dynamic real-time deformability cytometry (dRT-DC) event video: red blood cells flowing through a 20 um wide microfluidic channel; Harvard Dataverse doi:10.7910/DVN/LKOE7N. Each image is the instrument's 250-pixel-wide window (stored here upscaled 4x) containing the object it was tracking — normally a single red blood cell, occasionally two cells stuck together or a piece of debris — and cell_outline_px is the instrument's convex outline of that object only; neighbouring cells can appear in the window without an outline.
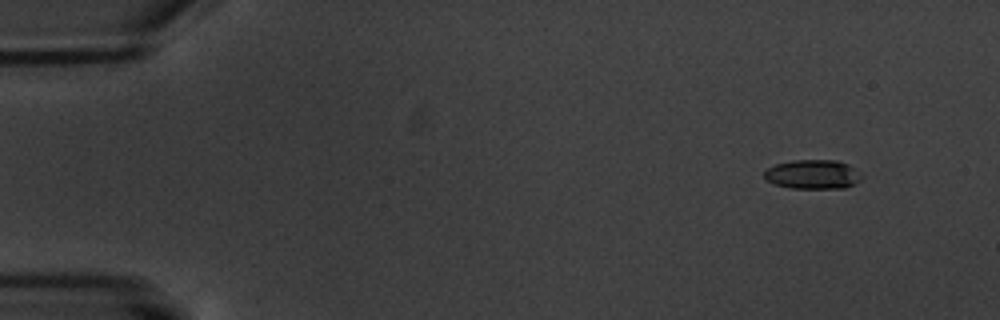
{"species": "common noctule bat (a hibernating species)", "species_latin": "Nyctalus noctula", "temperature_condition": "warm", "stored_images_in_passage": 9, "camera_frame_rate_fps": 3000, "um_per_image_px": 0.085, "animal": {"sex": "male", "body_mass_g": 20.1, "forearm_length_mm": 53.5}, "frame": {"image": 1, "passage_image": 1, "time_ms": 0.0, "image_size_px": [1000, 320], "cell_outline_px": [[864, 176], [860, 180], [844, 188], [792, 188], [776, 184], [764, 180], [764, 172], [768, 168], [776, 164], [796, 160], [836, 160], [848, 164]], "centroid_in_image_um": [69.09, 14.82], "position_along_channel_um": 15.9, "area_um2": 16.47}}
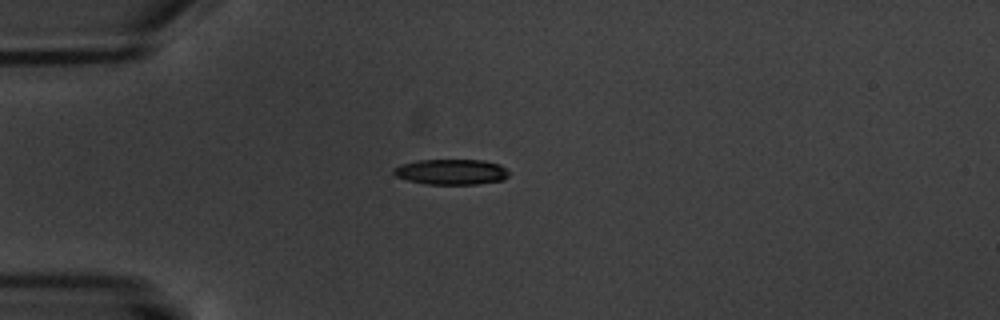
{"frame": {"image": 2, "passage_image": 4, "time_ms": 3.667, "image_size_px": [1000, 320], "cell_outline_px": [[508, 176], [504, 180], [476, 184], [428, 184], [408, 180], [396, 176], [392, 172], [392, 168], [400, 164], [416, 160], [484, 160], [500, 164], [508, 172]], "centroid_in_image_um": [38.34, 14.6], "position_along_channel_um": 46.7, "area_um2": 17.17}}